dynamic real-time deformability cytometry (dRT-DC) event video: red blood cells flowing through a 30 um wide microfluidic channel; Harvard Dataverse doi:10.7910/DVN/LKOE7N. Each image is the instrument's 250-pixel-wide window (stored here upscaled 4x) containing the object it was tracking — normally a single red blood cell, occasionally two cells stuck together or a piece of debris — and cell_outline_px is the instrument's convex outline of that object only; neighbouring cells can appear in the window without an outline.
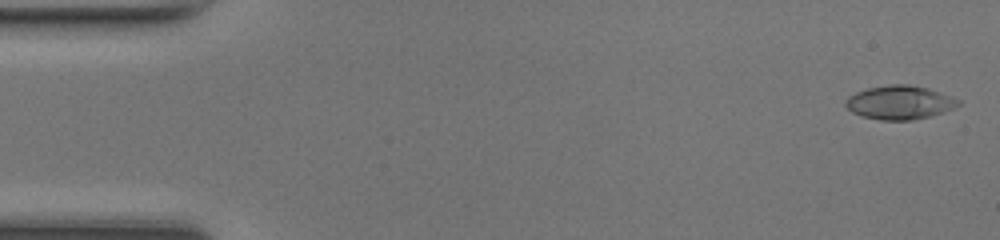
{"species": "common noctule bat (a hibernating species)", "species_latin": "Nyctalus noctula", "temperature_condition": "room temperature", "stored_images_in_passage": 48, "camera_frame_rate_fps": 3000, "um_per_image_px": 0.085, "animal": {"sex": "female", "body_mass_g": 17.0, "forearm_length_mm": 48.0}, "frame": {"image": 1, "passage_image": 1, "time_ms": 0.0, "image_size_px": [1000, 240], "cell_outline_px": [[960, 104], [944, 112], [912, 120], [880, 120], [860, 116], [852, 112], [844, 104], [844, 100], [848, 96], [856, 92], [868, 88], [892, 84], [908, 84], [928, 88], [952, 96], [960, 100]], "centroid_in_image_um": [76.45, 8.71], "position_along_channel_um": 8.6, "area_um2": 22.2}}
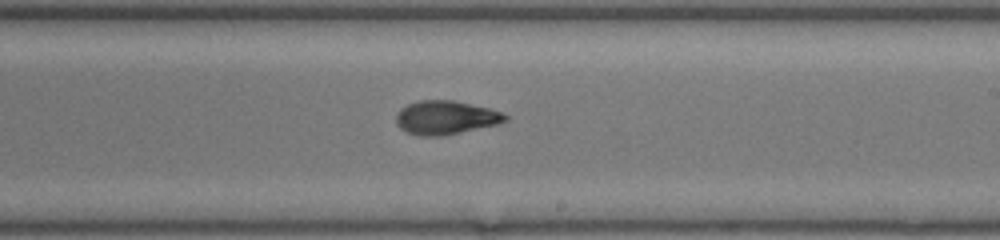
{"frame": {"image": 2, "passage_image": 28, "time_ms": 9.0, "image_size_px": [1000, 240], "cell_outline_px": [[508, 120], [496, 124], [444, 136], [420, 136], [408, 132], [400, 128], [396, 124], [396, 116], [400, 108], [408, 104], [420, 100], [452, 100], [488, 108], [500, 112], [508, 116]], "centroid_in_image_um": [37.85, 10.0], "position_along_channel_um": 251.2, "area_um2": 21.27}}
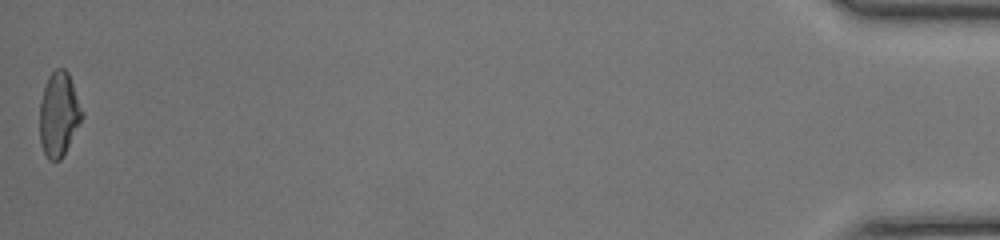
{"frame": {"image": 3, "passage_image": 48, "time_ms": 15.667, "image_size_px": [1000, 240], "cell_outline_px": [[84, 116], [60, 160], [48, 160], [40, 144], [40, 100], [48, 76], [56, 68], [64, 68], [68, 72], [84, 112]], "centroid_in_image_um": [5.0, 9.69], "position_along_channel_um": 430.2, "area_um2": 20.75}, "authors_computed_cell_mechanics": {"area_um2": 21.1837, "velocity_mm_per_s": 4.2699, "shape_relaxation_time_tau1_ms": 9.1992, "shape_relaxation_time_tau2_ms": 2.7354, "deformation_change_tau1": 0.3003, "deformation_change_tau2": 0.0753}}